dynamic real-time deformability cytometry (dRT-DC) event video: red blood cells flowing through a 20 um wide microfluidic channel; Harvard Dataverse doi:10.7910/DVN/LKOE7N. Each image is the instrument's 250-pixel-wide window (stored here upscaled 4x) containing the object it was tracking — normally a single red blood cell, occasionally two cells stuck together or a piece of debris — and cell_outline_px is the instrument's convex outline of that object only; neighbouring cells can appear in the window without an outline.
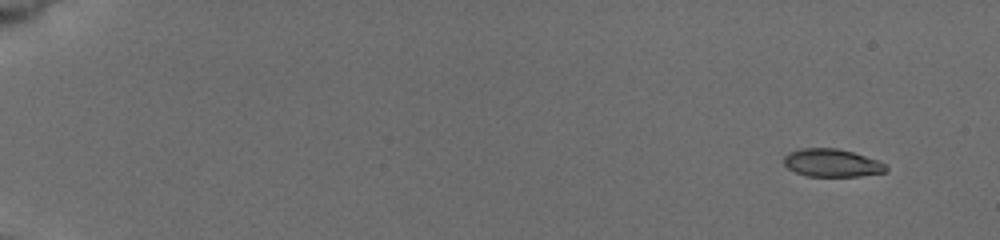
{"species": "common noctule bat (a hibernating species)", "species_latin": "Nyctalus noctula", "temperature_condition": "cold", "stored_images_in_passage": 8, "camera_frame_rate_fps": 3000, "um_per_image_px": 0.085, "animal": {"sex": "female", "body_mass_g": 19.5, "forearm_length_mm": 54.1}, "frame": {"image": 1, "passage_image": 2, "time_ms": 0.667, "image_size_px": [1000, 240], "cell_outline_px": [[888, 168], [884, 172], [860, 176], [808, 176], [796, 172], [788, 168], [784, 164], [784, 156], [800, 148], [836, 148], [852, 152], [876, 160], [884, 164]], "centroid_in_image_um": [70.69, 13.85], "position_along_channel_um": 14.3, "area_um2": 16.3}}
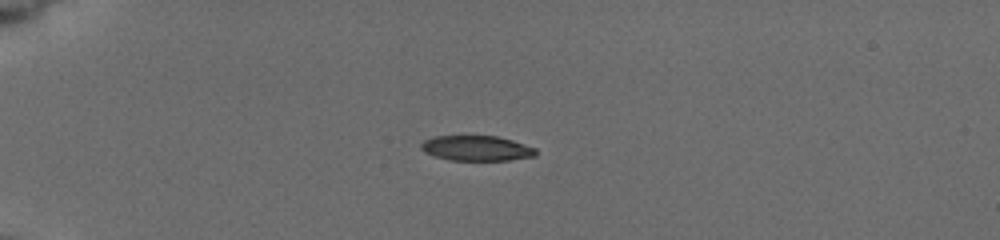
{"frame": {"image": 2, "passage_image": 6, "time_ms": 4.667, "image_size_px": [1000, 240], "cell_outline_px": [[536, 156], [508, 160], [452, 160], [436, 156], [424, 152], [420, 148], [420, 144], [424, 140], [432, 136], [496, 136], [512, 140], [536, 148]], "centroid_in_image_um": [40.49, 12.59], "position_along_channel_um": 44.5, "area_um2": 16.76}}
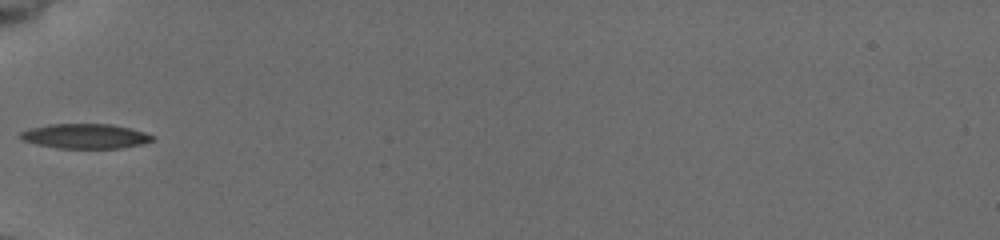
{"frame": {"image": 3, "passage_image": 8, "time_ms": 6.667, "image_size_px": [1000, 240], "cell_outline_px": [[156, 140], [140, 144], [120, 148], [56, 148], [36, 144], [24, 140], [20, 136], [20, 132], [28, 128], [48, 124], [112, 124], [132, 128], [156, 136]], "centroid_in_image_um": [7.28, 11.56], "position_along_channel_um": 77.7, "area_um2": 19.19}}